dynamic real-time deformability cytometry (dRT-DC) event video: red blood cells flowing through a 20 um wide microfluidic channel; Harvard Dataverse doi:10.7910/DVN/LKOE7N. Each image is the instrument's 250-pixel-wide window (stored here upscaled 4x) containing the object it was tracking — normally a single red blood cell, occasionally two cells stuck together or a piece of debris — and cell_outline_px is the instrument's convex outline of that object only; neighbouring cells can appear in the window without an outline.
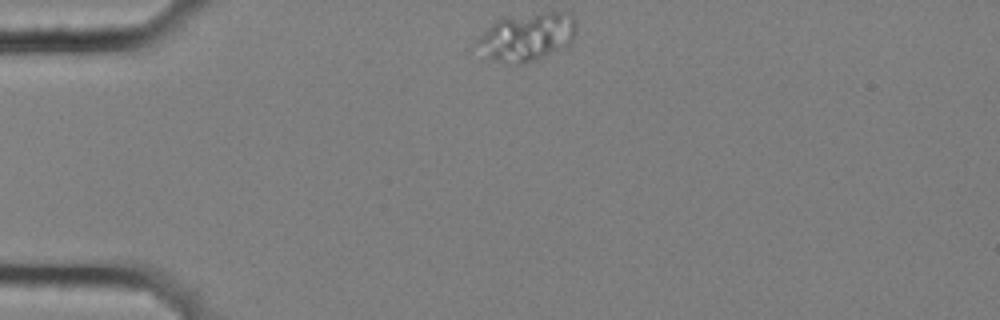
{"species": "common noctule bat (a hibernating species)", "species_latin": "Nyctalus noctula", "temperature_condition": "cold", "stored_images_in_passage": 39, "camera_frame_rate_fps": 3000, "um_per_image_px": 0.085, "animal": {"sex": "female", "body_mass_g": 25.1}, "frame": {"image": 1, "passage_image": 1, "time_ms": 0.0, "image_size_px": [1000, 320], "cell_outline_px": [[576, 32], [572, 40], [568, 44], [536, 60], [524, 64], [516, 64], [496, 60], [488, 56], [476, 40], [496, 20], [504, 16], [548, 12], [568, 12], [572, 16], [576, 24]], "centroid_in_image_um": [44.83, 3.09], "position_along_channel_um": 40.2, "area_um2": 27.28}}
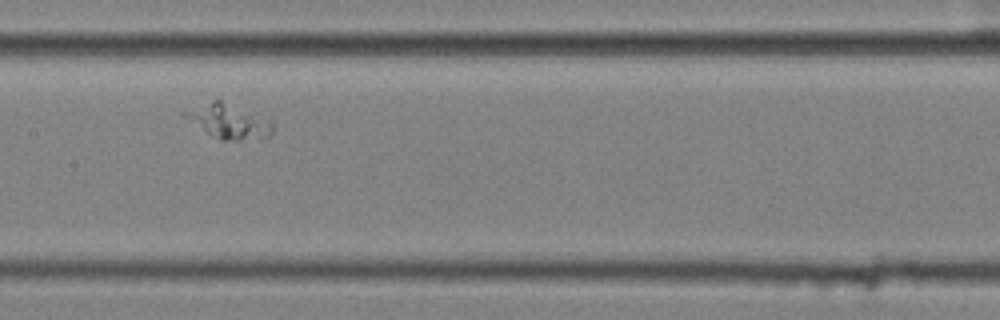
{"frame": {"image": 2, "passage_image": 17, "time_ms": 5.333, "image_size_px": [1000, 320], "cell_outline_px": [[272, 132], [268, 136], [240, 140], [220, 140], [184, 116], [212, 100], [220, 100], [256, 112], [272, 120]], "centroid_in_image_um": [19.6, 10.32], "position_along_channel_um": 187.8, "area_um2": 16.7}}
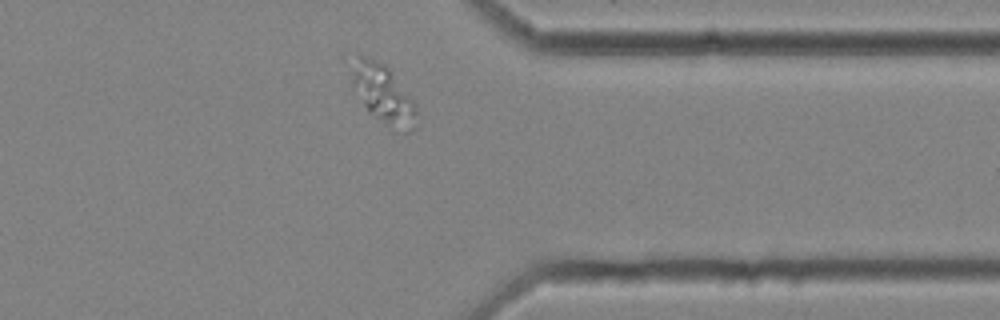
{"frame": {"image": 3, "passage_image": 34, "time_ms": 11.0, "image_size_px": [1000, 320], "cell_outline_px": [[420, 124], [412, 132], [404, 132], [388, 124], [368, 108], [364, 104], [352, 88], [352, 80], [360, 56], [384, 64], [392, 72], [416, 104]], "centroid_in_image_um": [32.72, 8.09], "position_along_channel_um": 378.7, "area_um2": 21.15}}